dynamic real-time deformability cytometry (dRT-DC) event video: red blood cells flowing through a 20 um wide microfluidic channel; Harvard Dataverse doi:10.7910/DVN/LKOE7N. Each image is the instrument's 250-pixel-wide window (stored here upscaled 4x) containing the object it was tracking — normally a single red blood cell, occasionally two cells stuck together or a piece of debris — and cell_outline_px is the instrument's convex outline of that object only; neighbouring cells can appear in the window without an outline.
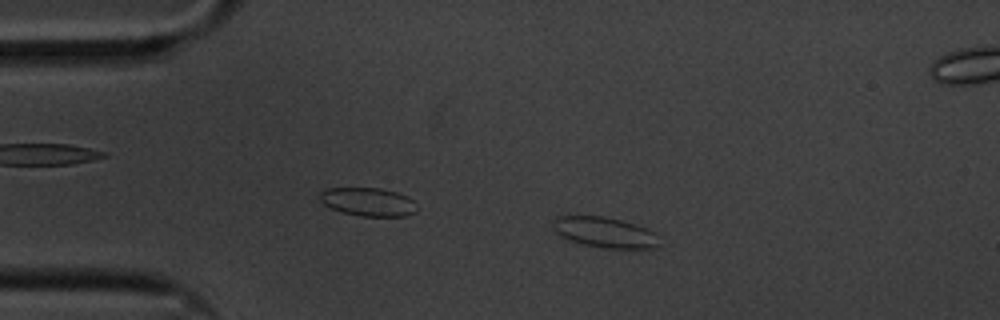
{"species": "common noctule bat (a hibernating species)", "species_latin": "Nyctalus noctula", "temperature_condition": "cold", "stored_images_in_passage": 46, "camera_frame_rate_fps": 3000, "um_per_image_px": 0.085, "animal": {"sex": "male", "body_mass_g": 20.1, "forearm_length_mm": 53.5}, "frame": {"image": 1, "passage_image": 7, "time_ms": 2.0, "image_size_px": [1000, 320], "cell_outline_px": [[656, 248], [608, 248], [584, 244], [568, 240], [560, 236], [552, 228], [552, 220], [556, 216], [604, 216], [620, 220], [656, 232]], "centroid_in_image_um": [51.32, 19.74], "position_along_channel_um": 33.7, "area_um2": 18.61}}
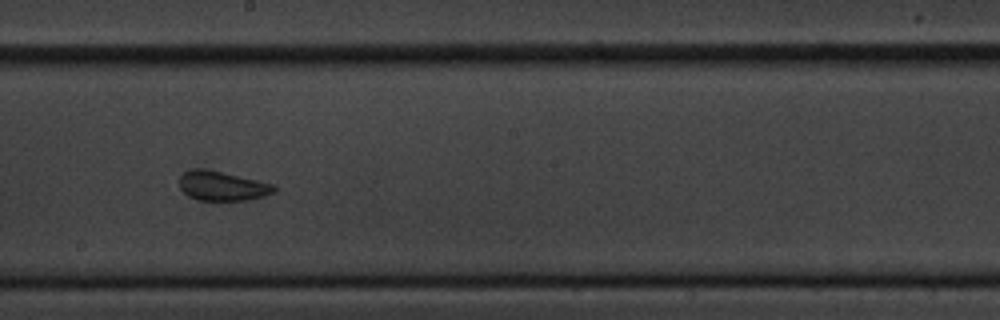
{"frame": {"image": 2, "passage_image": 28, "time_ms": 9.0, "image_size_px": [1000, 320], "cell_outline_px": [[276, 192], [264, 196], [248, 200], [200, 200], [188, 196], [180, 188], [180, 176], [184, 172], [192, 168], [204, 168], [256, 180], [272, 184], [276, 188]], "centroid_in_image_um": [18.87, 15.8], "position_along_channel_um": 229.3, "area_um2": 16.13}}
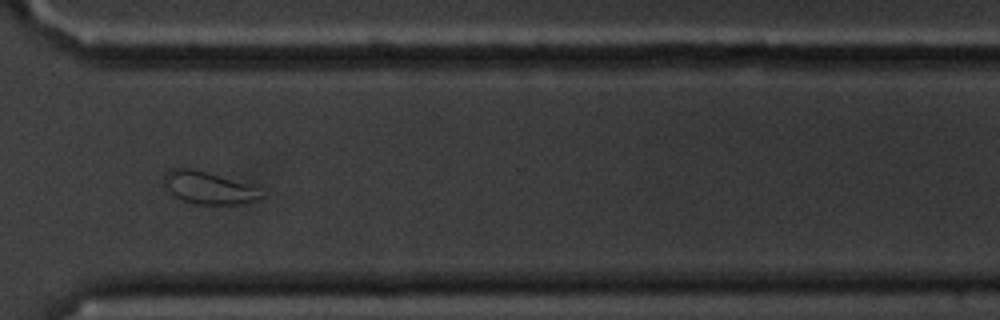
{"frame": {"image": 3, "passage_image": 39, "time_ms": 12.667, "image_size_px": [1000, 320], "cell_outline_px": [[264, 196], [252, 200], [236, 204], [196, 204], [180, 200], [172, 196], [164, 184], [164, 172], [172, 168], [192, 168], [208, 172], [248, 184]], "centroid_in_image_um": [17.6, 15.95], "position_along_channel_um": 353.0, "area_um2": 18.09}, "authors_computed_cell_mechanics": {"area_um2": 16.1551, "velocity_mm_per_s": 3.3737, "shape_relaxation_time_tau1_ms": 8.0288, "shape_relaxation_time_tau2_ms": 1.4343, "deformation_change_tau1": 0.1404, "deformation_change_tau2": 0.0544}}